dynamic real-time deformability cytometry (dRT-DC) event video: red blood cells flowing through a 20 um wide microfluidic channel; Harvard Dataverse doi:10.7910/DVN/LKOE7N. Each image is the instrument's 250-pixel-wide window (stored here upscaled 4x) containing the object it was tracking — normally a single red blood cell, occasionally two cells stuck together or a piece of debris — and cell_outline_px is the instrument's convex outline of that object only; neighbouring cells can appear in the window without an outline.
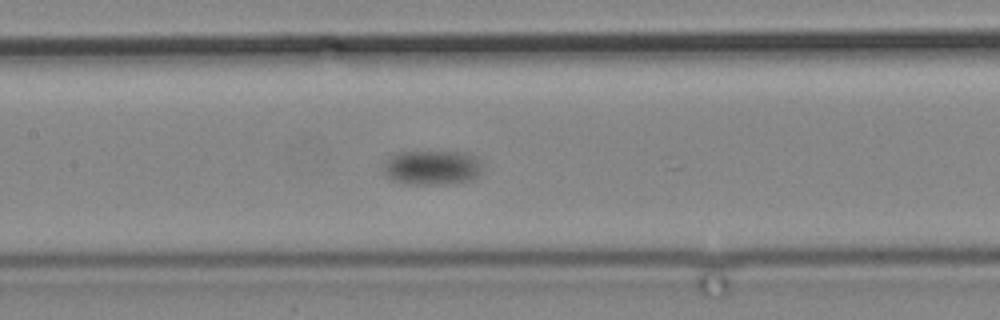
{"species": "common noctule bat (a hibernating species)", "species_latin": "Nyctalus noctula", "temperature_condition": "cold", "stored_images_in_passage": 14, "camera_frame_rate_fps": 3000, "um_per_image_px": 0.085, "animal": {"sex": "male", "body_mass_g": 19.2, "forearm_length_mm": 51.8}, "frame": {"image": 1, "passage_image": 14, "time_ms": 17.333, "image_size_px": [1000, 320], "cell_outline_px": [[484, 168], [480, 176], [468, 180], [444, 184], [404, 184], [392, 180], [384, 172], [384, 164], [396, 152], [468, 152], [476, 156]], "centroid_in_image_um": [36.78, 14.24], "position_along_channel_um": 170.6, "area_um2": 20.06}}